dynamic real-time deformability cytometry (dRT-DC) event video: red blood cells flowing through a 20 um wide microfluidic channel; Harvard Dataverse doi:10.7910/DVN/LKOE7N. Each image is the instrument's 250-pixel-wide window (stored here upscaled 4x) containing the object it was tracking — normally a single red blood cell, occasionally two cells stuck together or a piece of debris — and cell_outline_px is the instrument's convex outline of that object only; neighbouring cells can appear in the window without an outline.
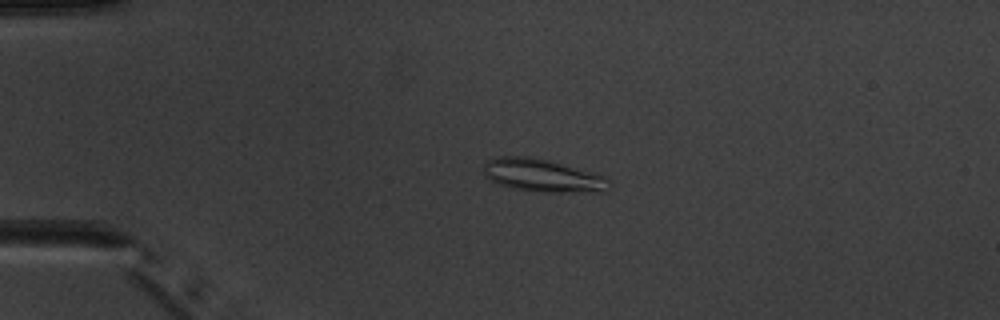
{"species": "common noctule bat (a hibernating species)", "species_latin": "Nyctalus noctula", "temperature_condition": "warm", "stored_images_in_passage": 5, "camera_frame_rate_fps": 3000, "um_per_image_px": 0.085, "animal": {"sex": "male", "body_mass_g": 20.1, "forearm_length_mm": 53.5}, "frame": {"image": 1, "passage_image": 4, "time_ms": 3.667, "image_size_px": [1000, 320], "cell_outline_px": [[612, 188], [600, 192], [528, 192], [512, 188], [500, 184], [484, 176], [484, 164], [488, 160], [496, 156], [528, 156], [548, 160], [604, 176], [612, 184]], "centroid_in_image_um": [46.11, 14.93], "position_along_channel_um": 38.9, "area_um2": 24.16}}